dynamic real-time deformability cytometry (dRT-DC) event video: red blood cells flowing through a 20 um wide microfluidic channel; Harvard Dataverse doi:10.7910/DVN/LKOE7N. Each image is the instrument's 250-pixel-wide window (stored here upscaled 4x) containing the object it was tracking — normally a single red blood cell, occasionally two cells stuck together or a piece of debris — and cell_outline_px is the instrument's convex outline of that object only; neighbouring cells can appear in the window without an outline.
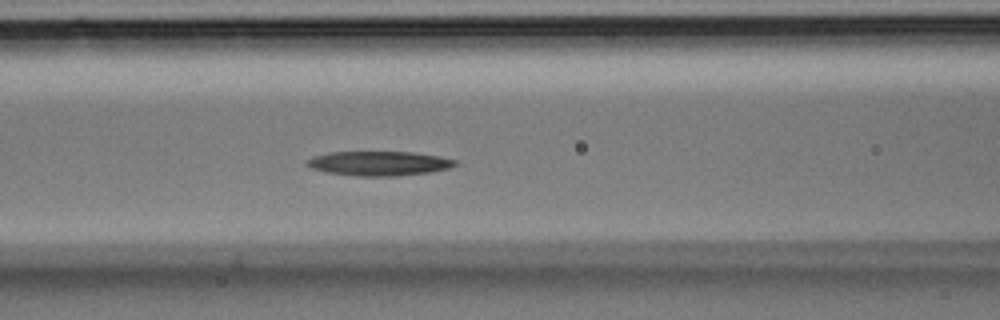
{"species": "Egyptian fruit bat (a non-hibernating species)", "species_latin": "Rousettus aegyptiacus", "temperature_condition": "room temperature", "stored_images_in_passage": 28, "camera_frame_rate_fps": 3000, "um_per_image_px": 0.085, "animal": {"sex": "male"}, "frame": {"image": 1, "passage_image": 8, "time_ms": 2.333, "image_size_px": [1000, 320], "cell_outline_px": [[456, 164], [448, 168], [432, 172], [396, 176], [360, 176], [328, 172], [312, 168], [304, 164], [312, 156], [328, 152], [416, 152], [440, 156], [456, 160]], "centroid_in_image_um": [32.22, 13.88], "position_along_channel_um": 134.4, "area_um2": 21.1}}
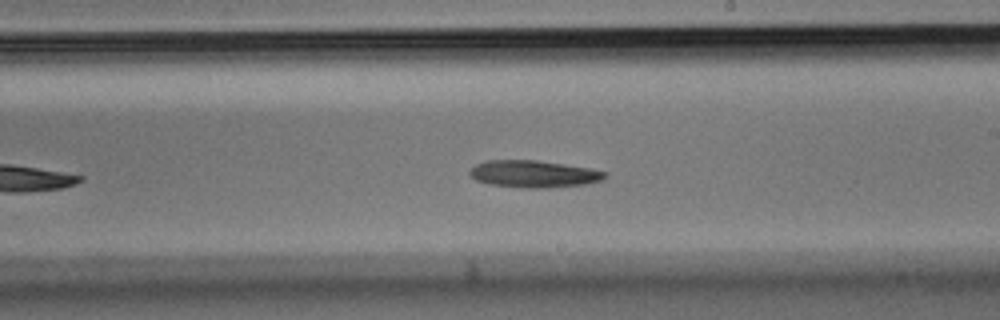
{"frame": {"image": 2, "passage_image": 14, "time_ms": 4.333, "image_size_px": [1000, 320], "cell_outline_px": [[608, 176], [604, 180], [584, 184], [544, 188], [520, 188], [488, 184], [476, 180], [468, 172], [476, 164], [484, 160], [536, 160], [564, 164], [588, 168], [608, 172]], "centroid_in_image_um": [45.37, 14.79], "position_along_channel_um": 243.6, "area_um2": 21.44}}
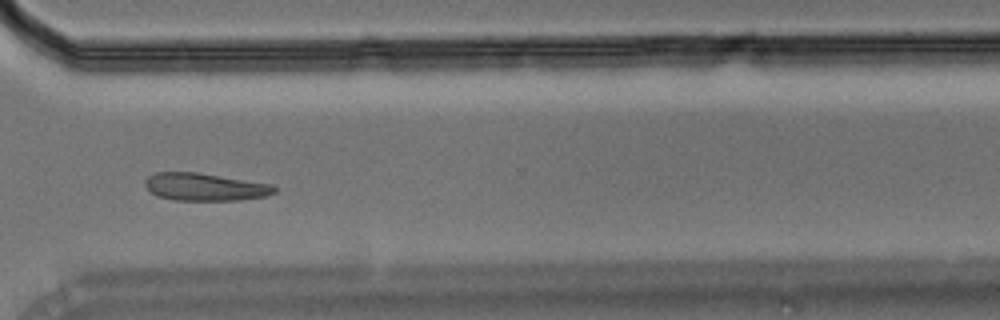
{"frame": {"image": 3, "passage_image": 20, "time_ms": 6.333, "image_size_px": [1000, 320], "cell_outline_px": [[276, 192], [268, 196], [240, 200], [172, 200], [156, 196], [144, 184], [144, 180], [148, 176], [156, 172], [196, 172], [272, 184], [276, 188]], "centroid_in_image_um": [17.42, 15.89], "position_along_channel_um": 353.2, "area_um2": 20.87}}